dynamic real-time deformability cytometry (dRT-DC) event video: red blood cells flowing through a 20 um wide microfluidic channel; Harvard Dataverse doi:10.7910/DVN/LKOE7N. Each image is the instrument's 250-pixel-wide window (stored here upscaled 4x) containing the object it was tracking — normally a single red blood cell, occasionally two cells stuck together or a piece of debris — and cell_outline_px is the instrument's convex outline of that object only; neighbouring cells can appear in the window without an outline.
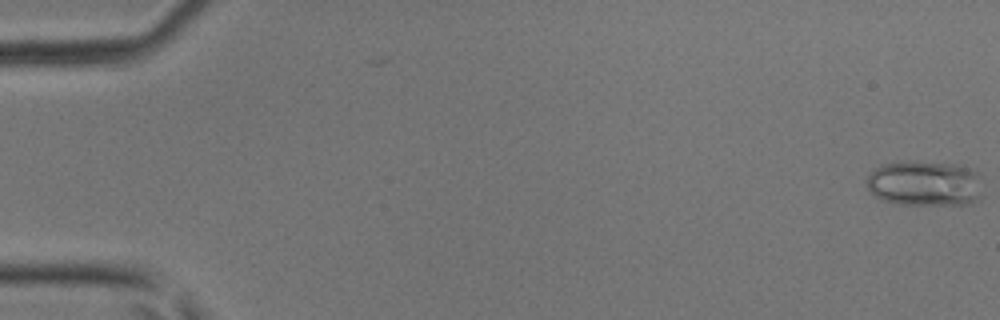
{"species": "common noctule bat (a hibernating species)", "species_latin": "Nyctalus noctula", "temperature_condition": "room temperature", "stored_images_in_passage": 2, "camera_frame_rate_fps": 3000, "um_per_image_px": 0.085, "animal": {"sex": "male", "body_mass_g": 17.9, "forearm_length_mm": 54.2}, "frame": {"image": 1, "passage_image": 2, "time_ms": 0.333, "image_size_px": [1000, 320], "cell_outline_px": [[980, 200], [972, 204], [900, 204], [884, 200], [876, 196], [868, 188], [868, 176], [880, 164], [956, 164], [972, 172], [976, 176]], "centroid_in_image_um": [78.57, 15.65], "position_along_channel_um": 6.4, "area_um2": 29.02}}